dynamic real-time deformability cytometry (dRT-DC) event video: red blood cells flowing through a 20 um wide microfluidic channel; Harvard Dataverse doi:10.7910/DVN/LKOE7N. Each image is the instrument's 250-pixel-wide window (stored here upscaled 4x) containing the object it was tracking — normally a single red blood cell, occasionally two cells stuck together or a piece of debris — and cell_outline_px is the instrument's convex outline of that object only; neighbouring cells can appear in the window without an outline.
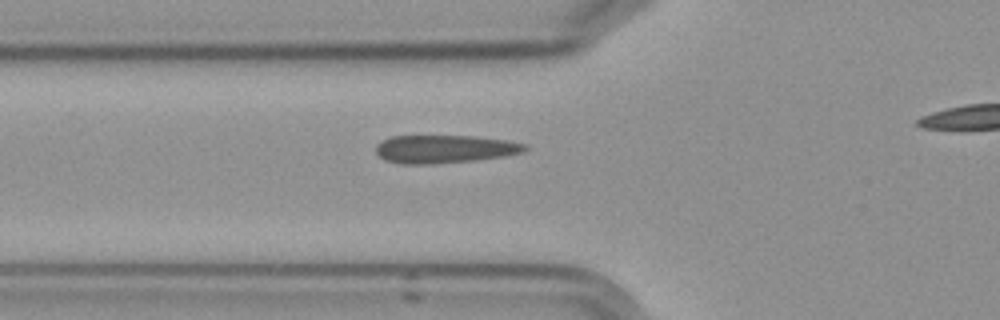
{"species": "Egyptian fruit bat (a non-hibernating species)", "species_latin": "Rousettus aegyptiacus", "temperature_condition": "cold", "stored_images_in_passage": 5, "segment_of_instrument_passage": [1, 2], "camera_frame_rate_fps": 3000, "um_per_image_px": 0.085, "frame": {"image": 1, "passage_image": 4, "time_ms": 4.333, "image_size_px": [1000, 320], "cell_outline_px": [[528, 148], [520, 152], [500, 156], [472, 160], [428, 164], [400, 164], [384, 160], [376, 152], [376, 144], [380, 140], [392, 136], [476, 136], [508, 140], [528, 144]], "centroid_in_image_um": [37.73, 12.65], "position_along_channel_um": 88.1, "area_um2": 24.28}}